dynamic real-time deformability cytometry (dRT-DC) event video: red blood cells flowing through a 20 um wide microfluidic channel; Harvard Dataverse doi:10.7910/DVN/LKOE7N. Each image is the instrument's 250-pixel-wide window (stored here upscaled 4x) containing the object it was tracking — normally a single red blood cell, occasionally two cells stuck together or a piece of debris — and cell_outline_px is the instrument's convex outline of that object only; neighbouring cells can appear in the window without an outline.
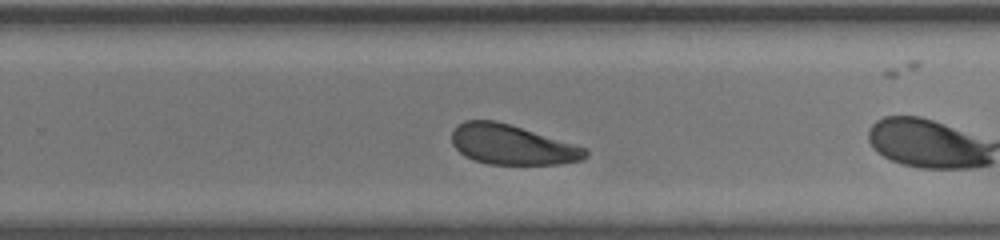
{"species": "human", "species_latin": "Homo sapiens", "temperature_condition": "room temperature", "stored_images_in_passage": 25, "camera_frame_rate_fps": 3000, "um_per_image_px": 0.085, "donor": {"sex": "male"}, "frame": {"image": 1, "passage_image": 15, "time_ms": 4.667, "image_size_px": [1000, 240], "cell_outline_px": [[588, 156], [584, 160], [560, 164], [488, 164], [464, 156], [452, 144], [452, 132], [464, 120], [496, 120], [576, 144], [588, 148]], "centroid_in_image_um": [43.57, 12.3], "position_along_channel_um": 286.2, "area_um2": 31.1}}